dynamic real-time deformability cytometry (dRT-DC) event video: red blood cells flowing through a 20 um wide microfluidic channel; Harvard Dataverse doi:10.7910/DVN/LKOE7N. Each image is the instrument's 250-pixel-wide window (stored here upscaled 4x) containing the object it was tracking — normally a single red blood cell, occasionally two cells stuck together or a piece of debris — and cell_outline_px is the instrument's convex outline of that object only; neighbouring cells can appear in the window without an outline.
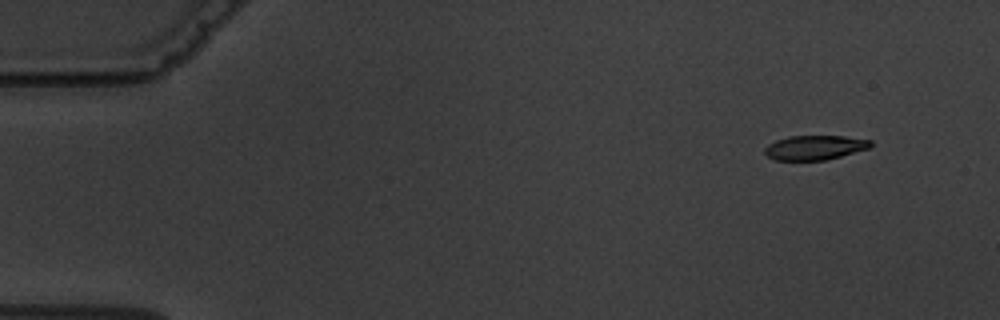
{"species": "common noctule bat (a hibernating species)", "species_latin": "Nyctalus noctula", "temperature_condition": "warm", "stored_images_in_passage": 5, "camera_frame_rate_fps": 3000, "um_per_image_px": 0.085, "animal": {"sex": "male", "body_mass_g": 19.5, "forearm_length_mm": 54.6}, "frame": {"image": 1, "passage_image": 1, "time_ms": 0.0, "image_size_px": [1000, 320], "cell_outline_px": [[872, 144], [868, 148], [840, 156], [824, 160], [776, 160], [768, 156], [764, 152], [764, 148], [768, 144], [776, 140], [788, 136], [844, 136], [872, 140]], "centroid_in_image_um": [69.23, 12.53], "position_along_channel_um": 15.8, "area_um2": 14.97}}
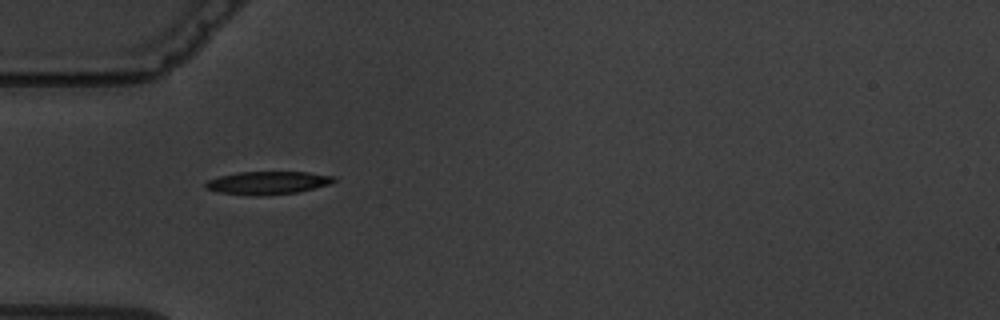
{"frame": {"image": 2, "passage_image": 4, "time_ms": 4.333, "image_size_px": [1000, 320], "cell_outline_px": [[336, 180], [328, 184], [296, 192], [256, 196], [252, 196], [220, 192], [204, 188], [204, 184], [208, 180], [220, 176], [236, 172], [308, 172], [336, 176]], "centroid_in_image_um": [22.72, 15.53], "position_along_channel_um": 62.3, "area_um2": 17.05}}
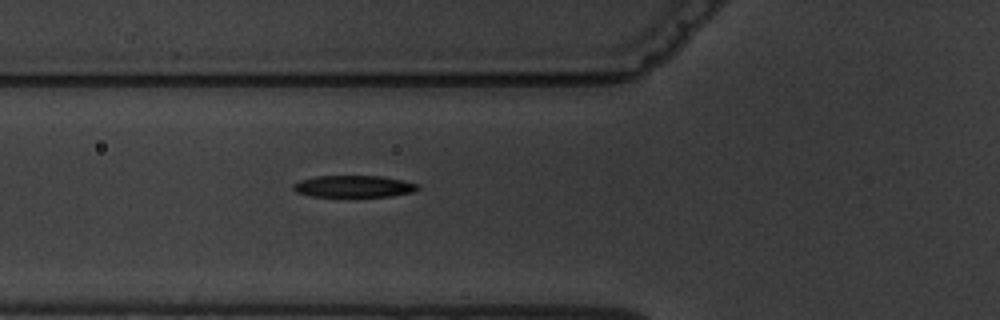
{"frame": {"image": 3, "passage_image": 5, "time_ms": 5.333, "image_size_px": [1000, 320], "cell_outline_px": [[420, 188], [412, 192], [392, 196], [312, 196], [296, 192], [292, 188], [292, 184], [300, 180], [316, 176], [384, 176], [404, 180], [420, 184]], "centroid_in_image_um": [30.1, 15.83], "position_along_channel_um": 95.7, "area_um2": 15.9}}